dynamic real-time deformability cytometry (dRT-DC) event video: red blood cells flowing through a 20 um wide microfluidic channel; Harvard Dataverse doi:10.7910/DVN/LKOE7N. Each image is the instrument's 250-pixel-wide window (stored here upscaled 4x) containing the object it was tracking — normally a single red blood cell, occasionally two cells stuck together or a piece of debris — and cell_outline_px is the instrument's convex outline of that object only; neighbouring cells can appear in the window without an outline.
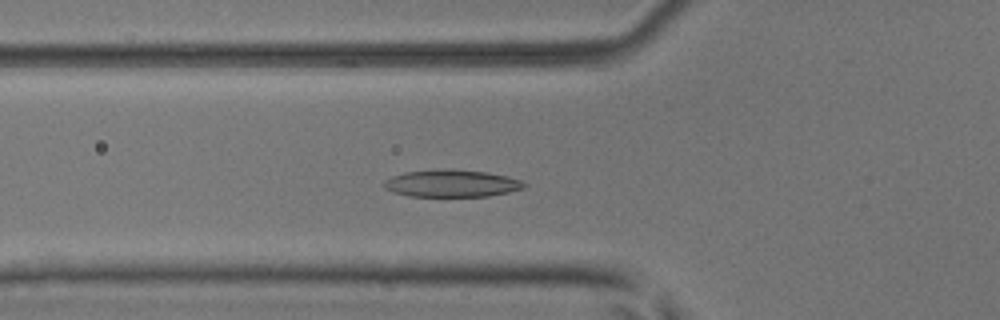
{"species": "common noctule bat (a hibernating species)", "species_latin": "Nyctalus noctula", "temperature_condition": "room temperature", "stored_images_in_passage": 42, "camera_frame_rate_fps": 3000, "um_per_image_px": 0.085, "animal": {"sex": "male", "body_mass_g": 17.9, "forearm_length_mm": 54.2}, "frame": {"image": 1, "passage_image": 9, "time_ms": 2.667, "image_size_px": [1000, 320], "cell_outline_px": [[528, 184], [524, 188], [508, 192], [488, 196], [408, 196], [392, 192], [384, 188], [380, 184], [384, 180], [392, 176], [404, 172], [448, 168], [452, 168], [484, 172], [508, 176], [520, 180]], "centroid_in_image_um": [38.34, 15.58], "position_along_channel_um": 87.5, "area_um2": 22.48}}
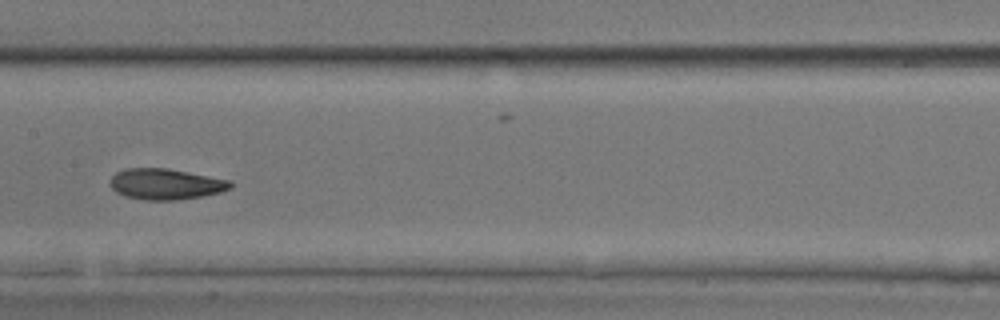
{"frame": {"image": 2, "passage_image": 17, "time_ms": 5.333, "image_size_px": [1000, 320], "cell_outline_px": [[232, 188], [220, 192], [200, 196], [176, 200], [144, 200], [124, 196], [116, 192], [108, 184], [112, 176], [116, 172], [128, 168], [168, 168], [232, 180]], "centroid_in_image_um": [14.07, 15.64], "position_along_channel_um": 193.3, "area_um2": 21.79}}
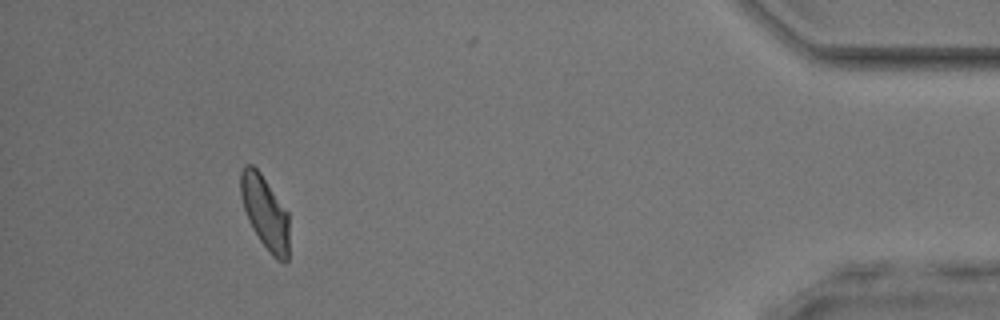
{"frame": {"image": 3, "passage_image": 38, "time_ms": 12.333, "image_size_px": [1000, 320], "cell_outline_px": [[288, 260], [284, 264], [276, 260], [272, 256], [260, 240], [252, 228], [248, 220], [240, 196], [240, 172], [244, 164], [252, 164], [260, 172], [288, 212]], "centroid_in_image_um": [22.52, 18.06], "position_along_channel_um": 412.7, "area_um2": 20.81}, "authors_computed_cell_mechanics": {"area_um2": 21.4438, "velocity_mm_per_s": 3.9761, "shape_relaxation_time_tau1_ms": 5.8339, "shape_relaxation_time_tau2_ms": 2.8553, "deformation_change_tau1": 0.1753, "deformation_change_tau2": 0.0987}}